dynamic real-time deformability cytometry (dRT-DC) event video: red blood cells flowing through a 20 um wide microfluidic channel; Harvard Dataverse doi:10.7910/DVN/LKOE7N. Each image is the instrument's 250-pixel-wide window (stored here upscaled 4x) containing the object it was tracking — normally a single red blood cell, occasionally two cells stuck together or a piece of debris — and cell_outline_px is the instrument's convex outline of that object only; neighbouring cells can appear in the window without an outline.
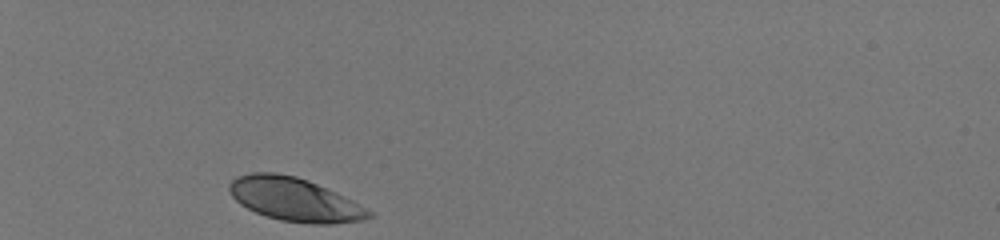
{"species": "human", "species_latin": "Homo sapiens", "temperature_condition": "room temperature", "stored_images_in_passage": 31, "camera_frame_rate_fps": 3000, "um_per_image_px": 0.085, "donor": {"sex": "male"}, "frame": {"image": 1, "passage_image": 1, "time_ms": 0.0, "image_size_px": [1000, 240], "cell_outline_px": [[372, 216], [364, 220], [332, 224], [312, 224], [280, 220], [264, 216], [240, 204], [232, 196], [228, 188], [228, 184], [236, 176], [252, 172], [276, 172], [296, 176], [308, 180], [336, 192], [352, 200], [372, 212]], "centroid_in_image_um": [25.02, 16.95], "position_along_channel_um": 60.0, "area_um2": 35.37}}
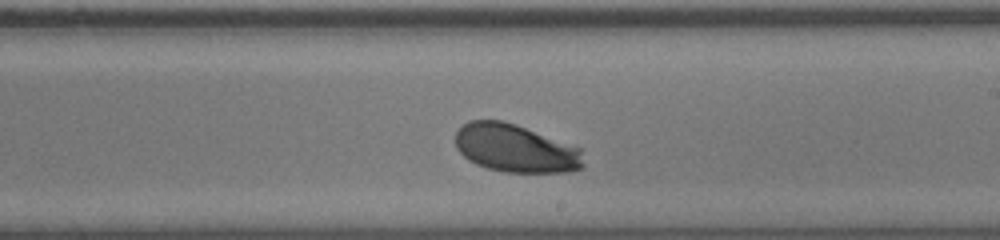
{"frame": {"image": 2, "passage_image": 18, "time_ms": 5.667, "image_size_px": [1000, 240], "cell_outline_px": [[584, 168], [568, 172], [504, 172], [488, 168], [476, 164], [468, 160], [456, 148], [456, 132], [468, 120], [504, 120], [516, 124], [580, 148], [584, 164]], "centroid_in_image_um": [43.81, 12.61], "position_along_channel_um": 245.2, "area_um2": 35.84}}
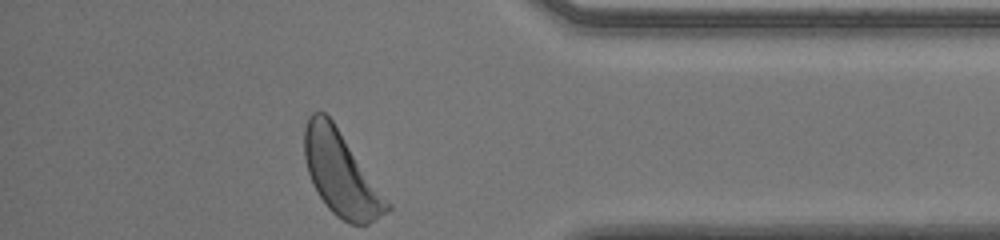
{"frame": {"image": 3, "passage_image": 31, "time_ms": 10.0, "image_size_px": [1000, 240], "cell_outline_px": [[392, 208], [376, 220], [368, 224], [352, 224], [336, 216], [328, 208], [312, 184], [308, 172], [304, 156], [304, 128], [308, 116], [312, 112], [324, 112], [332, 120], [392, 204]], "centroid_in_image_um": [28.99, 14.76], "position_along_channel_um": 406.2, "area_um2": 40.23}, "authors_computed_cell_mechanics": {"area_um2": 36.3562, "velocity_mm_per_s": 3.9728, "shape_relaxation_time_tau1_ms": 1.659, "shape_relaxation_time_tau2_ms": null, "deformation_change_tau1": 0.1238, "deformation_change_tau2": null}}